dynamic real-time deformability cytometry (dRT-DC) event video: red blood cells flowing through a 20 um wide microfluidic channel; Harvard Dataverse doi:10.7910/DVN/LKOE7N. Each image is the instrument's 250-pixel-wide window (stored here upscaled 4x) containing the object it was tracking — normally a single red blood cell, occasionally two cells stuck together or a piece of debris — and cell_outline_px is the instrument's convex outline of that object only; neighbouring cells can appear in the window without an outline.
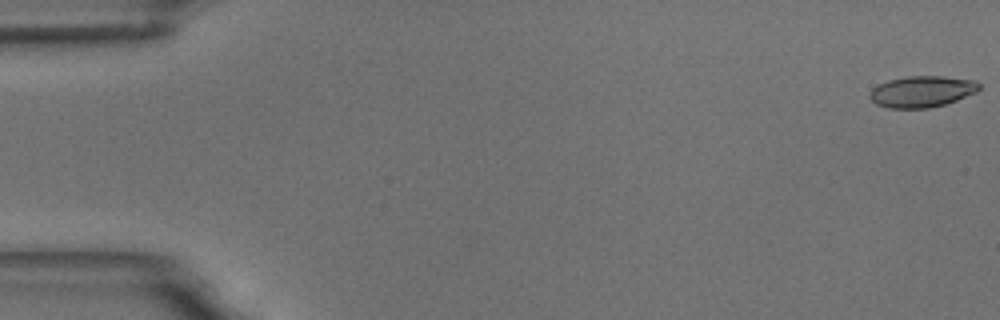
{"species": "common noctule bat (a hibernating species)", "species_latin": "Nyctalus noctula", "temperature_condition": "room temperature", "stored_images_in_passage": 57, "camera_frame_rate_fps": 3000, "um_per_image_px": 0.085, "animal": {"sex": "male", "body_mass_g": 18.8}, "frame": {"image": 1, "passage_image": 1, "time_ms": 0.0, "image_size_px": [1000, 320], "cell_outline_px": [[980, 88], [976, 92], [956, 100], [944, 104], [928, 108], [888, 108], [876, 104], [868, 96], [872, 88], [888, 80], [908, 76], [944, 76], [976, 80], [980, 84]], "centroid_in_image_um": [78.36, 7.77], "position_along_channel_um": 6.6, "area_um2": 19.94}}
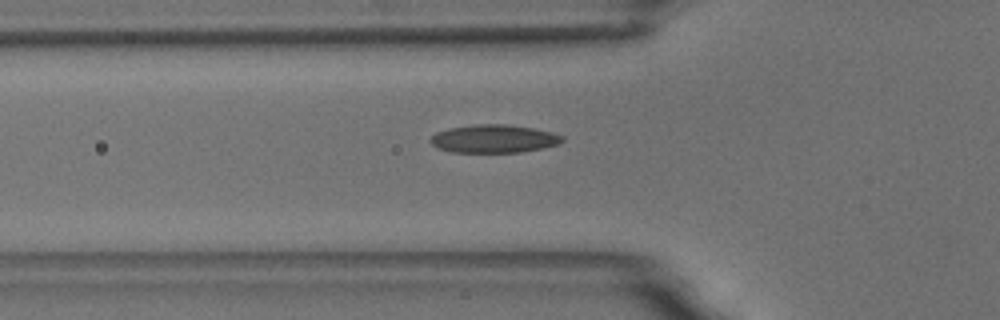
{"frame": {"image": 2, "passage_image": 20, "time_ms": 6.333, "image_size_px": [1000, 320], "cell_outline_px": [[564, 140], [556, 144], [540, 148], [520, 152], [452, 152], [440, 148], [432, 144], [428, 140], [436, 132], [448, 128], [476, 124], [508, 124], [532, 128], [552, 132], [564, 136]], "centroid_in_image_um": [41.96, 11.78], "position_along_channel_um": 83.8, "area_um2": 21.44}}
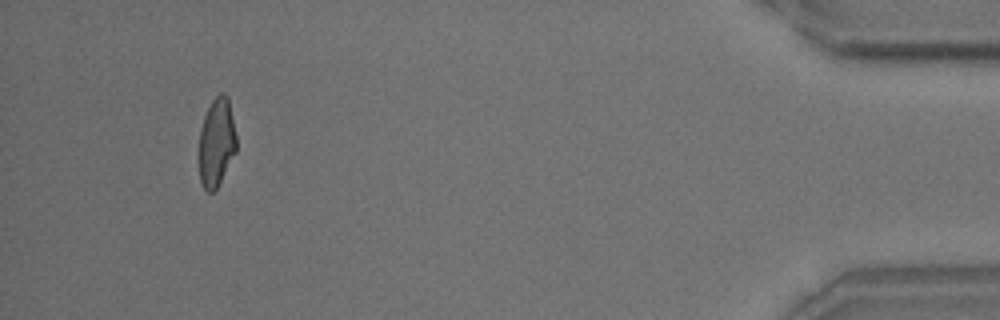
{"frame": {"image": 3, "passage_image": 54, "time_ms": 17.667, "image_size_px": [1000, 320], "cell_outline_px": [[236, 152], [216, 188], [212, 192], [208, 192], [204, 188], [200, 180], [200, 128], [204, 116], [212, 100], [220, 92], [224, 92], [228, 96], [236, 136]], "centroid_in_image_um": [18.41, 12.06], "position_along_channel_um": 416.8, "area_um2": 19.02}, "authors_computed_cell_mechanics": {"area_um2": 20.3456, "velocity_mm_per_s": 3.5435, "shape_relaxation_time_tau1_ms": 6.4071, "shape_relaxation_time_tau2_ms": 2.1156, "deformation_change_tau1": 0.1775, "deformation_change_tau2": 0.0831}}